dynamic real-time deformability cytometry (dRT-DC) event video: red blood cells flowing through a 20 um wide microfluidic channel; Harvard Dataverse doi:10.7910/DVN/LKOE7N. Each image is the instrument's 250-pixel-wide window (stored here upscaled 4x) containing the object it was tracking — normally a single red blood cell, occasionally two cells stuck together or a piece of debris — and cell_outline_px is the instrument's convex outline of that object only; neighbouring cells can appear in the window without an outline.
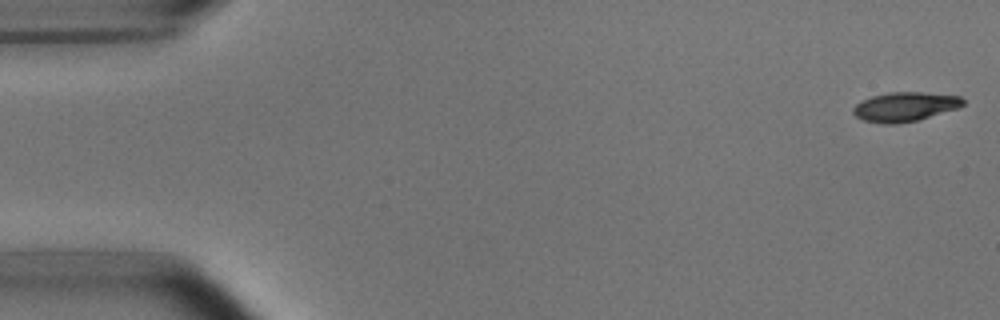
{"species": "common noctule bat (a hibernating species)", "species_latin": "Nyctalus noctula", "temperature_condition": "room temperature", "stored_images_in_passage": 14, "camera_frame_rate_fps": 3000, "um_per_image_px": 0.085, "animal": {"sex": "male", "body_mass_g": 15.6}, "frame": {"image": 1, "passage_image": 1, "time_ms": 0.0, "image_size_px": [1000, 320], "cell_outline_px": [[964, 104], [956, 108], [916, 120], [896, 124], [884, 124], [864, 120], [856, 116], [852, 112], [852, 108], [856, 104], [872, 96], [892, 92], [920, 92], [960, 96], [964, 100]], "centroid_in_image_um": [76.89, 9.07], "position_along_channel_um": 8.1, "area_um2": 18.38}}
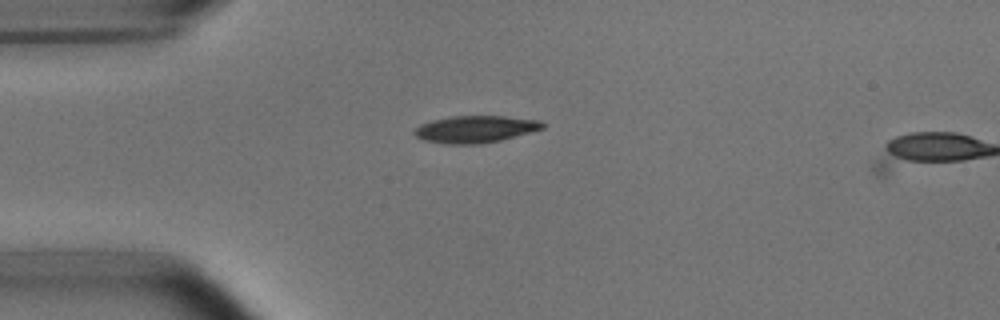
{"frame": {"image": 2, "passage_image": 13, "time_ms": 4.0, "image_size_px": [1000, 320], "cell_outline_px": [[544, 128], [500, 140], [480, 144], [448, 144], [424, 140], [416, 136], [412, 132], [420, 124], [432, 120], [452, 116], [504, 116], [540, 120], [544, 124]], "centroid_in_image_um": [40.38, 10.97], "position_along_channel_um": 44.6, "area_um2": 20.06}}